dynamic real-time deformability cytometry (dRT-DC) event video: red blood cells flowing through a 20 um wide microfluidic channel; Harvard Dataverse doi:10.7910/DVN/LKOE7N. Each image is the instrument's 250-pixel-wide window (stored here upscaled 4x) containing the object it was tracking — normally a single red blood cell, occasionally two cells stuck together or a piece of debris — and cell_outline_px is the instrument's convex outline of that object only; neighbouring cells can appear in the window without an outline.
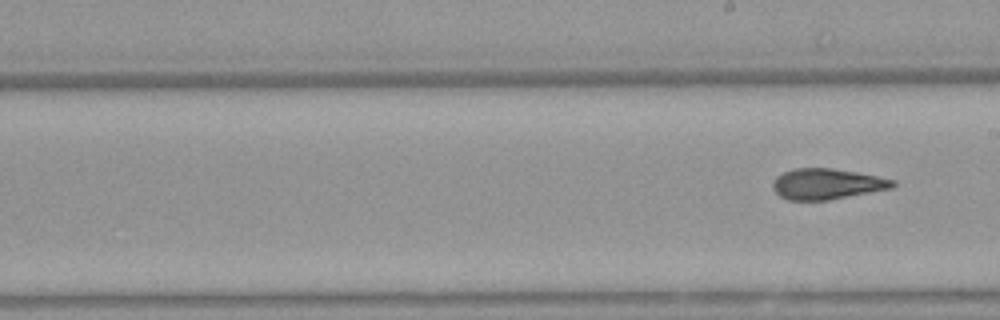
{"species": "Egyptian fruit bat (a non-hibernating species)", "species_latin": "Rousettus aegyptiacus", "temperature_condition": "warm", "stored_images_in_passage": 15, "camera_frame_rate_fps": 3000, "um_per_image_px": 0.085, "animal": {"sex": "female"}, "frame": {"image": 1, "passage_image": 15, "time_ms": 4.667, "image_size_px": [1000, 320], "cell_outline_px": [[896, 184], [892, 188], [828, 200], [788, 200], [780, 196], [772, 188], [772, 180], [776, 176], [784, 172], [796, 168], [832, 168], [856, 172], [896, 180]], "centroid_in_image_um": [70.26, 15.63], "position_along_channel_um": 218.7, "area_um2": 21.44}}